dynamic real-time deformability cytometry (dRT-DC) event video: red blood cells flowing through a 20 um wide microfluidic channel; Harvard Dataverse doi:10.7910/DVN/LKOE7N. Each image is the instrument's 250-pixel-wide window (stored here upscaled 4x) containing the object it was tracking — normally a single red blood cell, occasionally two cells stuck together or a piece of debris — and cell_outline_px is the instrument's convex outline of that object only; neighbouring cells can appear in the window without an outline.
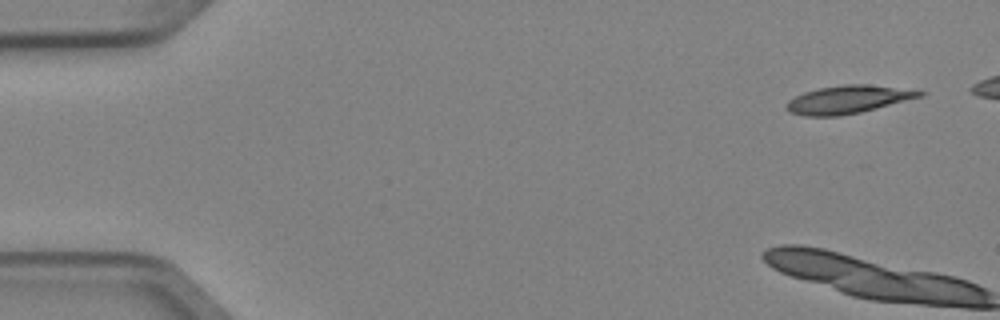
{"species": "Egyptian fruit bat (a non-hibernating species)", "species_latin": "Rousettus aegyptiacus", "temperature_condition": "cold", "stored_images_in_passage": 10, "camera_frame_rate_fps": 3000, "um_per_image_px": 0.085, "animal": {"sex": "female"}, "frame": {"image": 1, "passage_image": 1, "time_ms": 0.0, "image_size_px": [1000, 320], "cell_outline_px": [[928, 92], [924, 96], [860, 112], [840, 116], [804, 116], [788, 112], [784, 108], [784, 104], [788, 100], [804, 92], [820, 88], [844, 84], [864, 84]], "centroid_in_image_um": [72.02, 8.47], "position_along_channel_um": 13.0, "area_um2": 21.62}}